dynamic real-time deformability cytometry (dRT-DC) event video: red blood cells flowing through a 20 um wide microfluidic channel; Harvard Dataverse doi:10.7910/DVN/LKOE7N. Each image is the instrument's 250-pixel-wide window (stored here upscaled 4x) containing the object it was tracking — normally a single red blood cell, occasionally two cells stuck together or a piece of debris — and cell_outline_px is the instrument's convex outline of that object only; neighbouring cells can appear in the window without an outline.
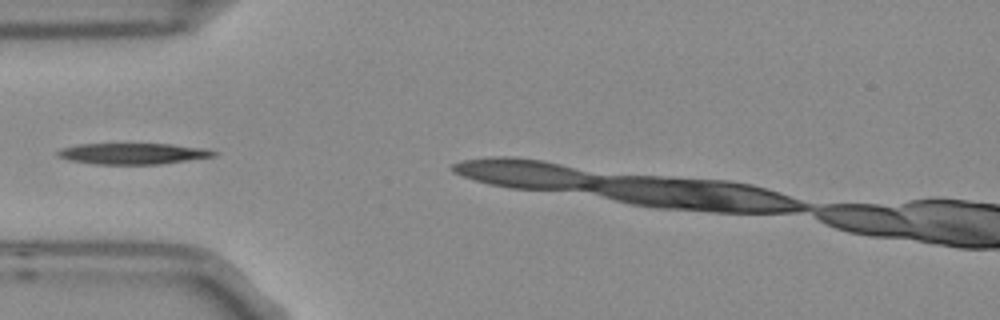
{"species": "Egyptian fruit bat (a non-hibernating species)", "species_latin": "Rousettus aegyptiacus", "temperature_condition": "room temperature", "stored_images_in_passage": 2, "camera_frame_rate_fps": 3000, "um_per_image_px": 0.085, "frame": {"image": 1, "passage_image": 1, "time_ms": 0.0, "image_size_px": [1000, 320], "cell_outline_px": [[216, 156], [160, 164], [92, 164], [68, 160], [56, 156], [56, 152], [60, 148], [76, 144], [172, 144], [204, 148], [216, 152]], "centroid_in_image_um": [11.23, 13.06], "position_along_channel_um": 73.8, "area_um2": 19.25}}